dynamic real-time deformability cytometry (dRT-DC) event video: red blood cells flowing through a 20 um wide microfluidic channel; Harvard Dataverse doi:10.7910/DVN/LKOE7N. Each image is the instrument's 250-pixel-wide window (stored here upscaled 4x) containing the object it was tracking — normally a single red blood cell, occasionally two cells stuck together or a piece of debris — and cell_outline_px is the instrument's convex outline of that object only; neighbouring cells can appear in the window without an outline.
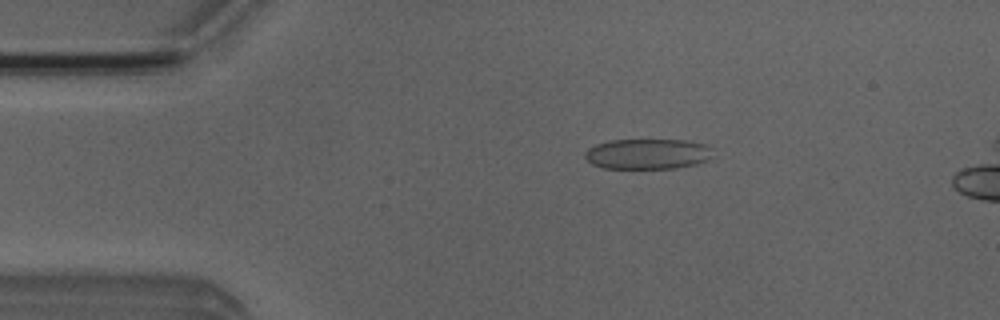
{"species": "Egyptian fruit bat (a non-hibernating species)", "species_latin": "Rousettus aegyptiacus", "temperature_condition": "room temperature", "stored_images_in_passage": 5, "camera_frame_rate_fps": 3000, "um_per_image_px": 0.085, "animal": {"sex": "male"}, "frame": {"image": 1, "passage_image": 3, "time_ms": 2.333, "image_size_px": [1000, 320], "cell_outline_px": [[712, 156], [708, 160], [696, 164], [676, 168], [604, 168], [592, 164], [584, 156], [584, 152], [588, 148], [596, 144], [612, 140], [684, 140], [708, 144], [712, 148]], "centroid_in_image_um": [55.07, 13.08], "position_along_channel_um": 29.9, "area_um2": 22.77}}